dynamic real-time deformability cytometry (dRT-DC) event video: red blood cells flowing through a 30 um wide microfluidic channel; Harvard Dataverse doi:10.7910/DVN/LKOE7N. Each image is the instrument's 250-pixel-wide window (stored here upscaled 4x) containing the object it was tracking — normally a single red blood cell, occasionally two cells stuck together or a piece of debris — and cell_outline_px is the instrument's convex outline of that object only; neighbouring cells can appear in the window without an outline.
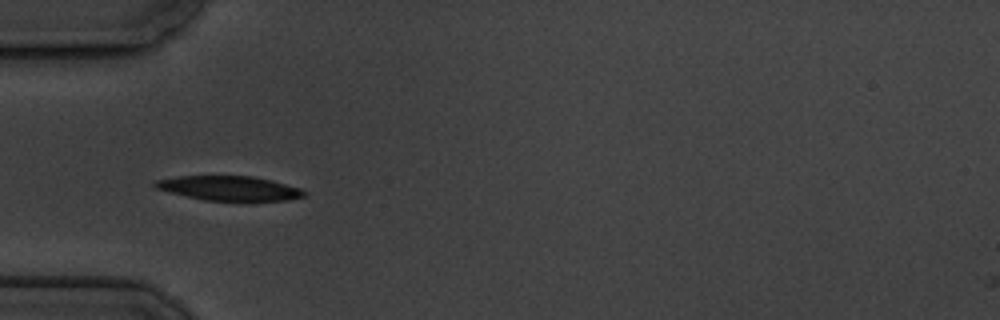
{"species": "common noctule bat (a hibernating species)", "species_latin": "Nyctalus noctula", "temperature_condition": "cold", "stored_images_in_passage": 4, "camera_frame_rate_fps": 3000, "um_per_image_px": 0.085, "animal": {"sex": "male", "body_mass_g": 19.5, "forearm_length_mm": 54.6}, "frame": {"image": 1, "passage_image": 1, "time_ms": 0.0, "image_size_px": [1000, 320], "cell_outline_px": [[308, 192], [304, 196], [288, 200], [204, 200], [156, 188], [152, 184], [156, 180], [180, 176], [252, 176], [272, 180], [300, 188]], "centroid_in_image_um": [19.52, 15.99], "position_along_channel_um": 65.5, "area_um2": 20.92}}
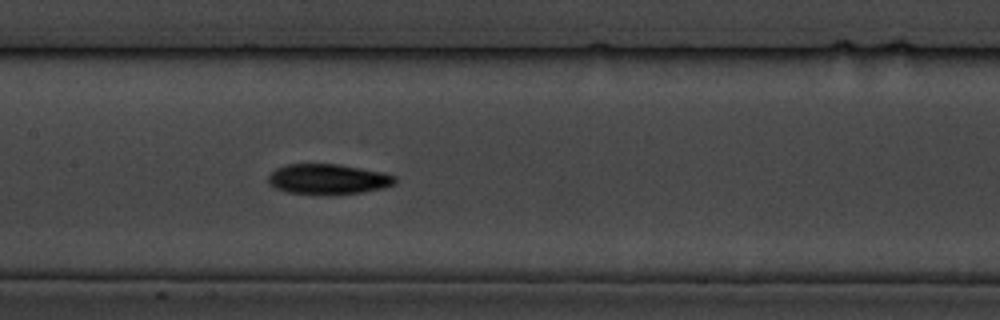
{"frame": {"image": 2, "passage_image": 4, "time_ms": 3.333, "image_size_px": [1000, 320], "cell_outline_px": [[396, 184], [384, 188], [364, 192], [332, 196], [316, 196], [288, 192], [276, 188], [268, 184], [268, 176], [276, 168], [284, 164], [340, 164], [384, 172], [396, 176]], "centroid_in_image_um": [27.9, 15.25], "position_along_channel_um": 179.5, "area_um2": 23.18}}